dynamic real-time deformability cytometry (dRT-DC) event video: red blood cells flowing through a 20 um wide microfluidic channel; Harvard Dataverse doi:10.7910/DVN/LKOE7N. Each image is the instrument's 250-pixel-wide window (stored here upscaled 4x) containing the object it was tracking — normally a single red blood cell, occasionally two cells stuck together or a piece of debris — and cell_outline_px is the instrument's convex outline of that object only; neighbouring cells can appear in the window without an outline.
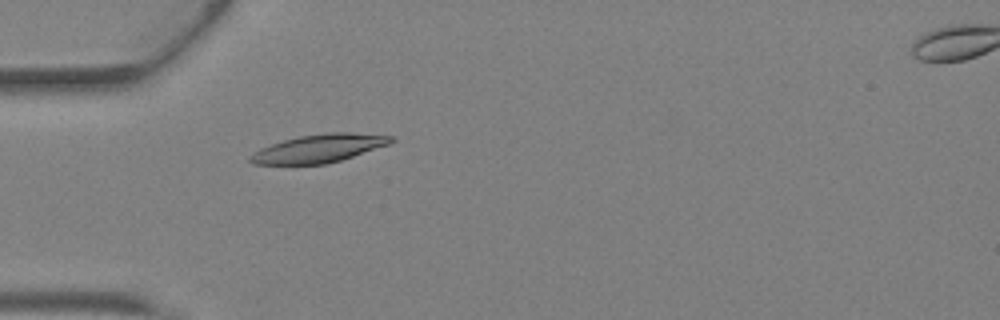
{"species": "Egyptian fruit bat (a non-hibernating species)", "species_latin": "Rousettus aegyptiacus", "temperature_condition": "warm", "stored_images_in_passage": 38, "camera_frame_rate_fps": 3000, "um_per_image_px": 0.085, "animal": {"sex": "female"}, "frame": {"image": 1, "passage_image": 8, "time_ms": 2.333, "image_size_px": [1000, 320], "cell_outline_px": [[396, 140], [388, 144], [340, 160], [324, 164], [252, 164], [248, 160], [248, 156], [260, 148], [284, 140], [300, 136], [324, 132], [352, 132], [392, 136]], "centroid_in_image_um": [27.08, 12.61], "position_along_channel_um": 57.9, "area_um2": 22.89}}
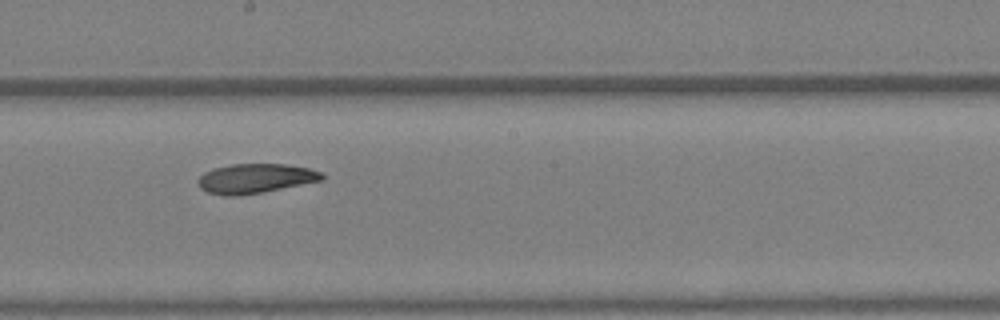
{"frame": {"image": 2, "passage_image": 19, "time_ms": 6.0, "image_size_px": [1000, 320], "cell_outline_px": [[324, 180], [264, 192], [236, 196], [224, 196], [208, 192], [200, 188], [200, 176], [204, 172], [216, 168], [232, 164], [284, 164], [308, 168], [320, 172], [324, 176]], "centroid_in_image_um": [21.73, 15.18], "position_along_channel_um": 226.5, "area_um2": 21.15}}
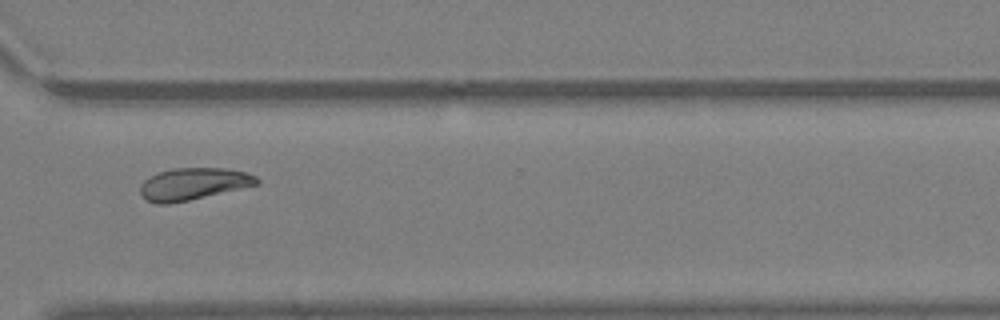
{"frame": {"image": 3, "passage_image": 27, "time_ms": 8.667, "image_size_px": [1000, 320], "cell_outline_px": [[260, 180], [256, 184], [188, 200], [168, 204], [156, 204], [148, 200], [140, 192], [140, 184], [144, 180], [160, 172], [172, 168], [224, 168], [244, 172], [256, 176]], "centroid_in_image_um": [16.39, 15.62], "position_along_channel_um": 354.2, "area_um2": 21.21}, "authors_computed_cell_mechanics": {"area_um2": 22.1952, "velocity_mm_per_s": 4.7823, "shape_relaxation_time_tau1_ms": 4.6697, "shape_relaxation_time_tau2_ms": 7.7818, "deformation_change_tau1": 0.1331, "deformation_change_tau2": 0.1321}}